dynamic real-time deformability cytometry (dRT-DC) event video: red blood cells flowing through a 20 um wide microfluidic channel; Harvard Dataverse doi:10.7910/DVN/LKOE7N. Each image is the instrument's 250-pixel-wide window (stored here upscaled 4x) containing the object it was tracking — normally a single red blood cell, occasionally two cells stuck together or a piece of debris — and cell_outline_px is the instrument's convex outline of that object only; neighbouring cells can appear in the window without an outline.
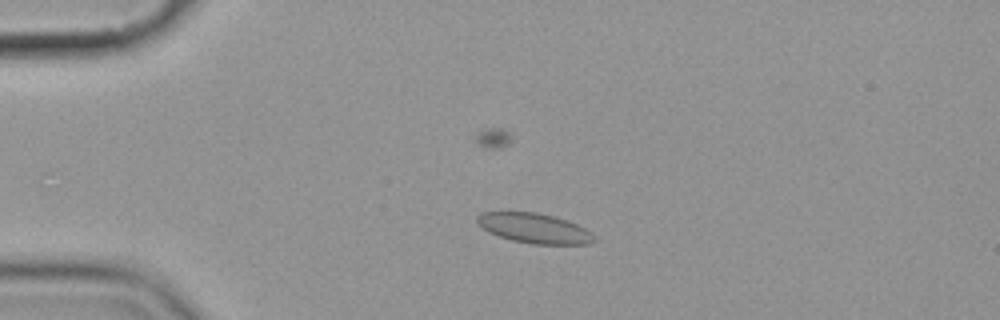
{"species": "common noctule bat (a hibernating species)", "species_latin": "Nyctalus noctula", "temperature_condition": "cold", "stored_images_in_passage": 8, "camera_frame_rate_fps": 3000, "um_per_image_px": 0.085, "animal": {"sex": "female", "body_mass_g": 19.9}, "frame": {"image": 1, "passage_image": 3, "time_ms": 2.333, "image_size_px": [1000, 320], "cell_outline_px": [[596, 240], [588, 244], [532, 244], [512, 240], [488, 232], [476, 224], [476, 216], [480, 212], [536, 212], [568, 220], [592, 232], [596, 236]], "centroid_in_image_um": [45.4, 19.4], "position_along_channel_um": 39.6, "area_um2": 20.52}}
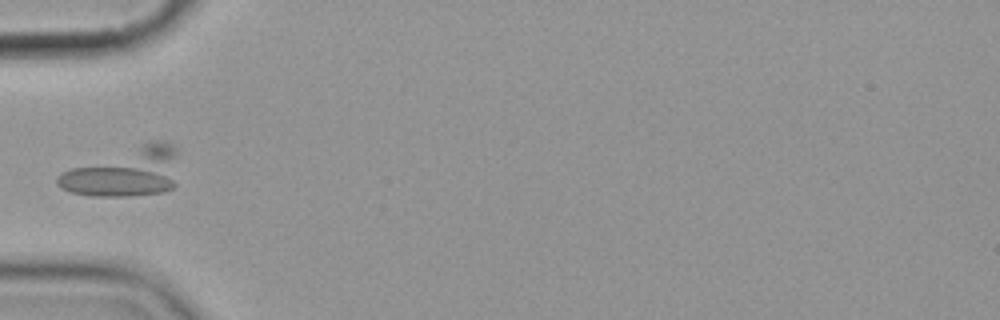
{"frame": {"image": 2, "passage_image": 5, "time_ms": 4.333, "image_size_px": [1000, 320], "cell_outline_px": [[176, 184], [172, 188], [164, 192], [128, 196], [88, 196], [72, 192], [56, 184], [56, 176], [72, 168], [148, 140], [160, 140], [172, 144], [176, 148]], "centroid_in_image_um": [10.65, 14.62], "position_along_channel_um": 74.3, "area_um2": 34.51}}
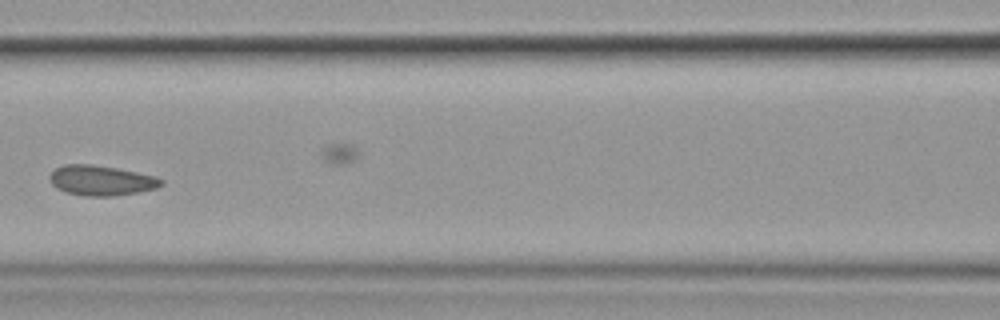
{"frame": {"image": 3, "passage_image": 7, "time_ms": 6.667, "image_size_px": [1000, 320], "cell_outline_px": [[164, 184], [156, 188], [136, 192], [112, 196], [84, 196], [64, 192], [56, 188], [52, 184], [48, 176], [56, 168], [64, 164], [92, 164], [116, 168], [156, 176], [164, 180]], "centroid_in_image_um": [8.58, 15.34], "position_along_channel_um": 158.0, "area_um2": 19.59}}